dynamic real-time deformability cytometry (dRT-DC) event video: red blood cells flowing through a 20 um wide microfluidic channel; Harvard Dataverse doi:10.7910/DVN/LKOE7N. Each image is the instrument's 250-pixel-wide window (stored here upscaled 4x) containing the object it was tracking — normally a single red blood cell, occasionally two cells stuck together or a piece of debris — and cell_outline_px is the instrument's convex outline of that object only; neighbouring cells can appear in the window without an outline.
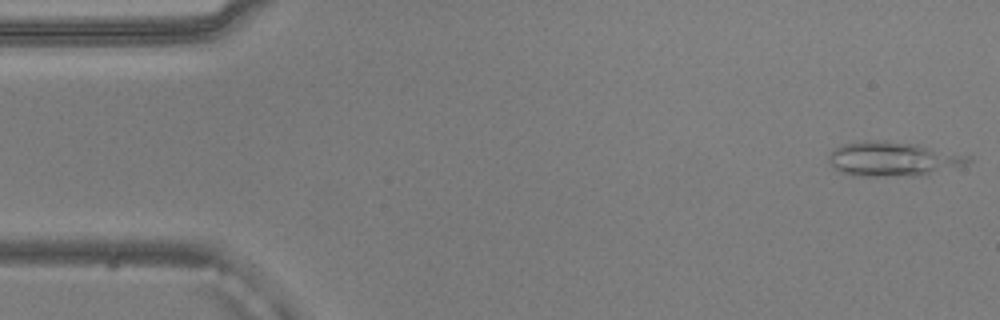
{"species": "common noctule bat (a hibernating species)", "species_latin": "Nyctalus noctula", "temperature_condition": "warm", "stored_images_in_passage": 2, "camera_frame_rate_fps": 3000, "um_per_image_px": 0.085, "animal": {"sex": "male", "body_mass_g": 20.5, "forearm_length_mm": 52.5}, "frame": {"image": 1, "passage_image": 1, "time_ms": 0.0, "image_size_px": [1000, 320], "cell_outline_px": [[972, 160], [964, 164], [924, 176], [852, 176], [840, 172], [828, 160], [828, 156], [832, 148], [844, 144], [864, 140], [884, 140], [916, 144], [972, 156]], "centroid_in_image_um": [75.88, 13.51], "position_along_channel_um": 9.1, "area_um2": 28.21}}